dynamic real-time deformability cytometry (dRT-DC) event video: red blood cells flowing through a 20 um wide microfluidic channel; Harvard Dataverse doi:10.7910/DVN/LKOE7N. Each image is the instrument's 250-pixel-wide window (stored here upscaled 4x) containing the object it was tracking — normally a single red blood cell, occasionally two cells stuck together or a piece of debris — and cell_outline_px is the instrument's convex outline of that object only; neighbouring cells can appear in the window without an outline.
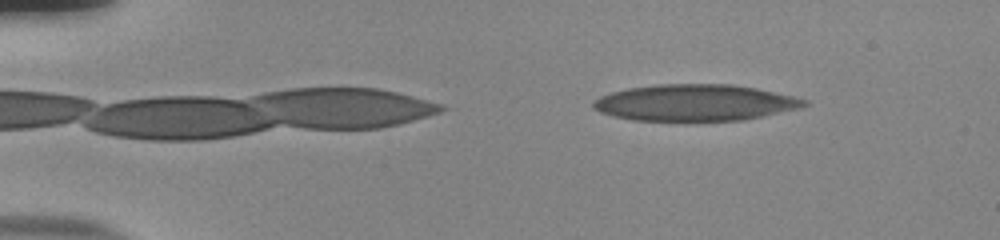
{"species": "human", "species_latin": "Homo sapiens", "temperature_condition": "room temperature", "stored_images_in_passage": 14, "camera_frame_rate_fps": 3000, "um_per_image_px": 0.085, "donor": {"sex": "male"}, "frame": {"image": 1, "passage_image": 3, "time_ms": 0.667, "image_size_px": [1000, 240], "cell_outline_px": [[808, 104], [800, 108], [744, 120], [632, 120], [600, 112], [592, 108], [592, 100], [600, 96], [612, 92], [628, 88], [656, 84], [732, 84], [756, 88], [792, 96], [808, 100]], "centroid_in_image_um": [59.06, 8.72], "position_along_channel_um": 25.9, "area_um2": 44.62}}